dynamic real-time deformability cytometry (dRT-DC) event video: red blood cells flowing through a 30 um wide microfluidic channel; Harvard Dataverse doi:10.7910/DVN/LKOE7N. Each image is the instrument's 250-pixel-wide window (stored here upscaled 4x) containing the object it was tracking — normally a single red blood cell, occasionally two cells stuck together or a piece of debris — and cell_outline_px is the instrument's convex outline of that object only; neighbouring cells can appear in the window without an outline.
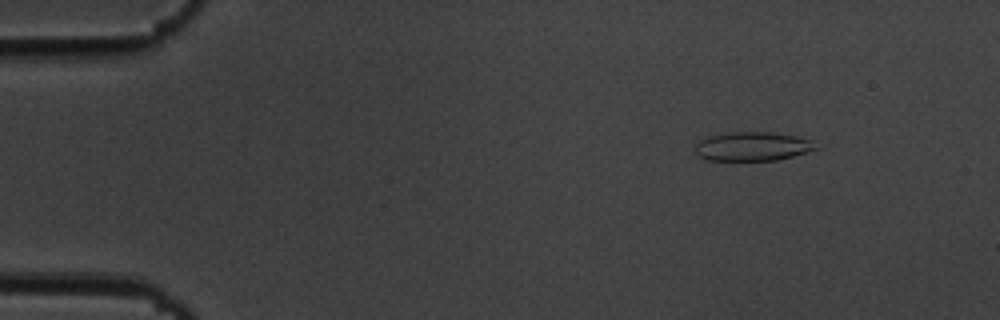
{"species": "common noctule bat (a hibernating species)", "species_latin": "Nyctalus noctula", "temperature_condition": "cold", "stored_images_in_passage": 51, "camera_frame_rate_fps": 3000, "um_per_image_px": 0.085, "animal": {"sex": "male", "body_mass_g": 19.5, "forearm_length_mm": 54.6}, "frame": {"image": 1, "passage_image": 3, "time_ms": 0.667, "image_size_px": [1000, 320], "cell_outline_px": [[820, 148], [792, 156], [776, 160], [708, 160], [700, 156], [696, 152], [696, 144], [700, 140], [708, 136], [732, 132], [768, 132], [796, 136], [812, 140]], "centroid_in_image_um": [63.99, 12.44], "position_along_channel_um": 21.0, "area_um2": 20.17}}
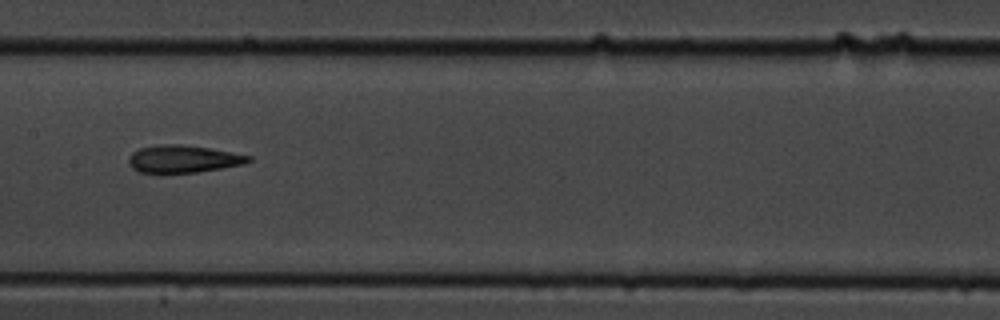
{"frame": {"image": 2, "passage_image": 24, "time_ms": 7.667, "image_size_px": [1000, 320], "cell_outline_px": [[252, 160], [244, 164], [196, 172], [140, 172], [132, 168], [128, 160], [128, 156], [132, 152], [140, 148], [160, 144], [180, 144], [208, 148], [252, 156]], "centroid_in_image_um": [15.56, 13.5], "position_along_channel_um": 191.8, "area_um2": 18.9}}
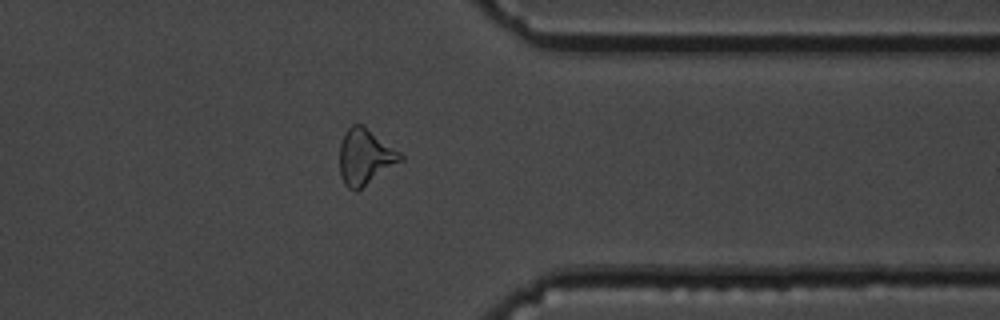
{"frame": {"image": 3, "passage_image": 40, "time_ms": 13.0, "image_size_px": [1000, 320], "cell_outline_px": [[404, 160], [356, 192], [348, 188], [344, 184], [340, 176], [340, 144], [344, 132], [352, 124], [364, 124], [400, 152], [404, 156]], "centroid_in_image_um": [31.04, 13.33], "position_along_channel_um": 380.4, "area_um2": 20.11}, "authors_computed_cell_mechanics": {"area_um2": 19.5364, "velocity_mm_per_s": 3.6634, "shape_relaxation_time_tau1_ms": 9.0743, "shape_relaxation_time_tau2_ms": 1.7157, "deformation_change_tau1": 0.2265, "deformation_change_tau2": 0.1}}